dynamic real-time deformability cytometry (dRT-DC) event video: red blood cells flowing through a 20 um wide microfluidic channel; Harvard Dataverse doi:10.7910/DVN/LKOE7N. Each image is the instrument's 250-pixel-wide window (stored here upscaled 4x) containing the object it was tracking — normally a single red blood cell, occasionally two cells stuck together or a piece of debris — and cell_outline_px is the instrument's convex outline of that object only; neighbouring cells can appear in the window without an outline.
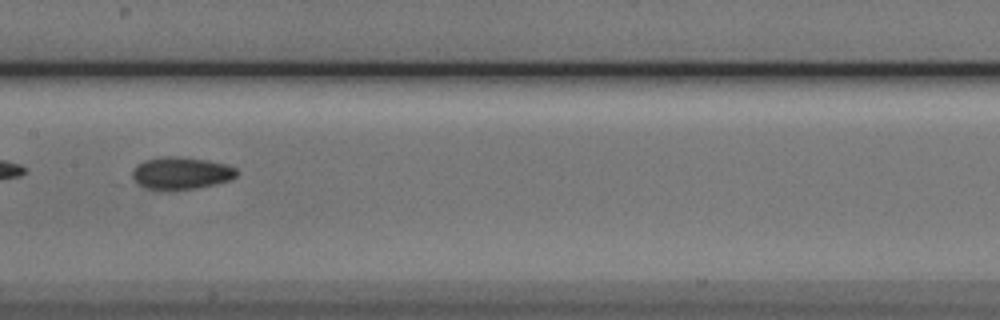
{"species": "Egyptian fruit bat (a non-hibernating species)", "species_latin": "Rousettus aegyptiacus", "temperature_condition": "cold", "stored_images_in_passage": 8, "camera_frame_rate_fps": 3000, "um_per_image_px": 0.085, "animal": {"sex": "male"}, "frame": {"image": 1, "passage_image": 5, "time_ms": 4.667, "image_size_px": [1000, 320], "cell_outline_px": [[240, 172], [232, 180], [216, 184], [196, 188], [168, 192], [152, 192], [136, 184], [132, 176], [132, 168], [136, 164], [144, 160], [164, 156], [180, 156], [208, 160], [228, 164], [236, 168]], "centroid_in_image_um": [15.35, 14.75], "position_along_channel_um": 192.0, "area_um2": 20.75}}
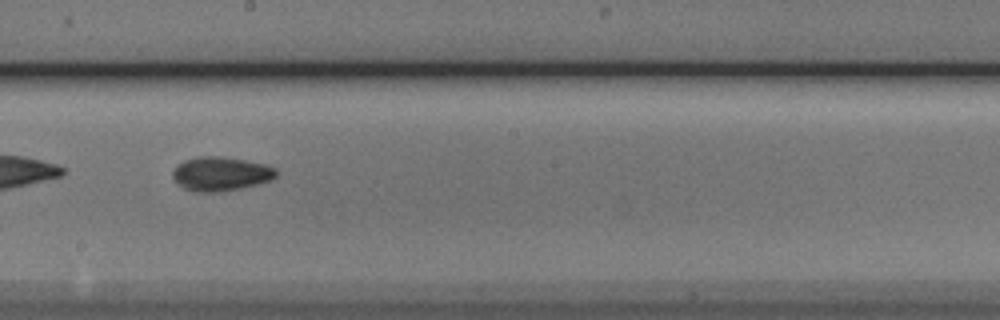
{"frame": {"image": 2, "passage_image": 6, "time_ms": 5.667, "image_size_px": [1000, 320], "cell_outline_px": [[276, 176], [272, 180], [240, 188], [216, 192], [192, 192], [176, 184], [172, 176], [172, 172], [176, 164], [184, 160], [196, 156], [220, 156], [244, 160], [264, 164], [276, 168]], "centroid_in_image_um": [18.7, 14.77], "position_along_channel_um": 229.5, "area_um2": 20.69}}
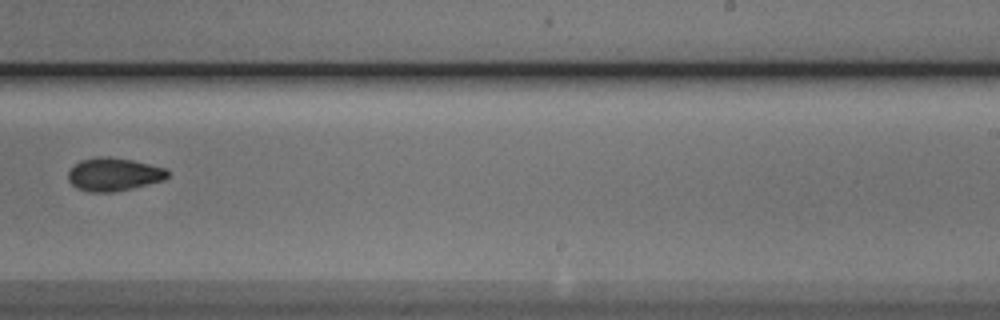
{"frame": {"image": 3, "passage_image": 7, "time_ms": 7.0, "image_size_px": [1000, 320], "cell_outline_px": [[168, 176], [164, 180], [132, 188], [112, 192], [88, 192], [76, 188], [68, 180], [68, 172], [80, 160], [96, 156], [108, 156], [132, 160], [164, 168], [168, 172]], "centroid_in_image_um": [9.63, 14.82], "position_along_channel_um": 279.4, "area_um2": 19.13}}